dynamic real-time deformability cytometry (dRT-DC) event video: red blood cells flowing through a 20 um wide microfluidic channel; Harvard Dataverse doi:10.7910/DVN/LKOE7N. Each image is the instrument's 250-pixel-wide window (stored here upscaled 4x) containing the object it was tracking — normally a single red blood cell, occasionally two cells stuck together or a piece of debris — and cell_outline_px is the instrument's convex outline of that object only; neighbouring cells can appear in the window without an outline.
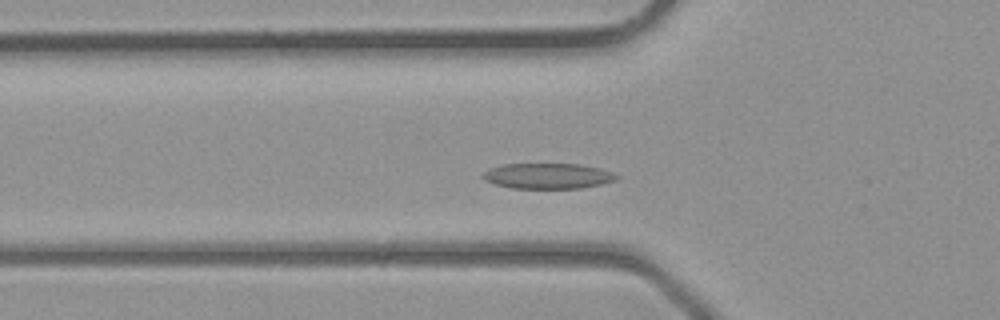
{"species": "common noctule bat (a hibernating species)", "species_latin": "Nyctalus noctula", "temperature_condition": "room temperature", "stored_images_in_passage": 37, "camera_frame_rate_fps": 3000, "um_per_image_px": 0.085, "animal": {"sex": "male", "body_mass_g": 23.1, "forearm_length_mm": 52.7}, "frame": {"image": 1, "passage_image": 9, "time_ms": 2.667, "image_size_px": [1000, 320], "cell_outline_px": [[620, 176], [616, 180], [600, 184], [580, 188], [512, 188], [496, 184], [484, 180], [480, 176], [488, 168], [504, 164], [580, 164], [600, 168], [612, 172]], "centroid_in_image_um": [46.55, 14.95], "position_along_channel_um": 79.3, "area_um2": 19.88}}
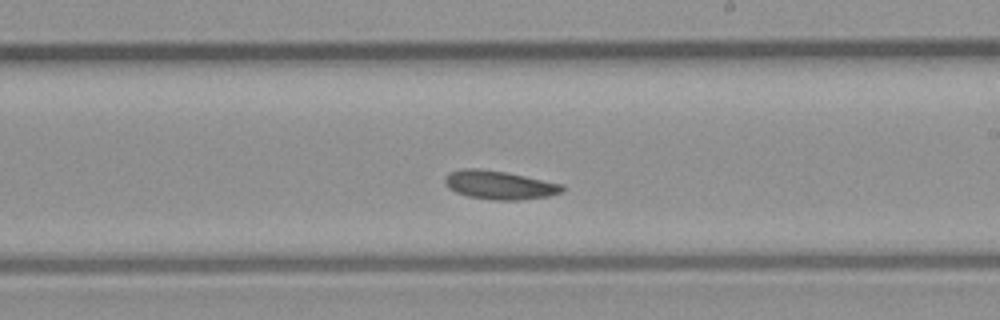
{"frame": {"image": 2, "passage_image": 19, "time_ms": 6.0, "image_size_px": [1000, 320], "cell_outline_px": [[564, 192], [548, 196], [520, 200], [492, 200], [468, 196], [456, 192], [448, 188], [444, 184], [444, 176], [448, 172], [460, 168], [480, 168], [504, 172], [564, 184]], "centroid_in_image_um": [42.41, 15.72], "position_along_channel_um": 246.6, "area_um2": 19.77}}
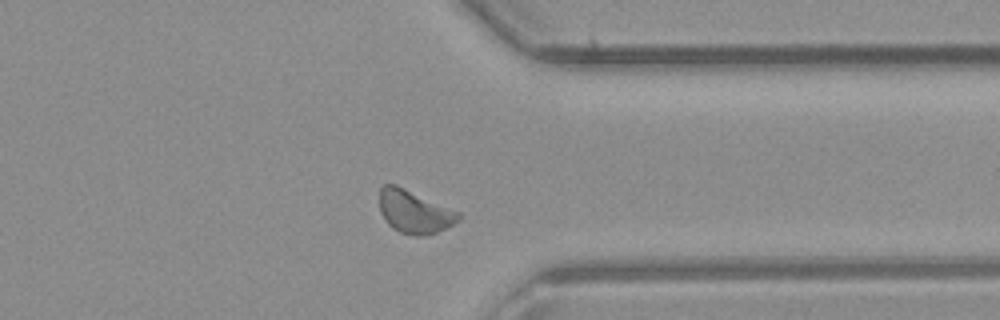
{"frame": {"image": 3, "passage_image": 27, "time_ms": 8.667, "image_size_px": [1000, 320], "cell_outline_px": [[460, 220], [436, 232], [424, 236], [416, 236], [400, 232], [392, 228], [388, 224], [380, 212], [380, 188], [384, 184], [396, 184], [460, 212]], "centroid_in_image_um": [35.2, 17.99], "position_along_channel_um": 376.2, "area_um2": 19.71}}